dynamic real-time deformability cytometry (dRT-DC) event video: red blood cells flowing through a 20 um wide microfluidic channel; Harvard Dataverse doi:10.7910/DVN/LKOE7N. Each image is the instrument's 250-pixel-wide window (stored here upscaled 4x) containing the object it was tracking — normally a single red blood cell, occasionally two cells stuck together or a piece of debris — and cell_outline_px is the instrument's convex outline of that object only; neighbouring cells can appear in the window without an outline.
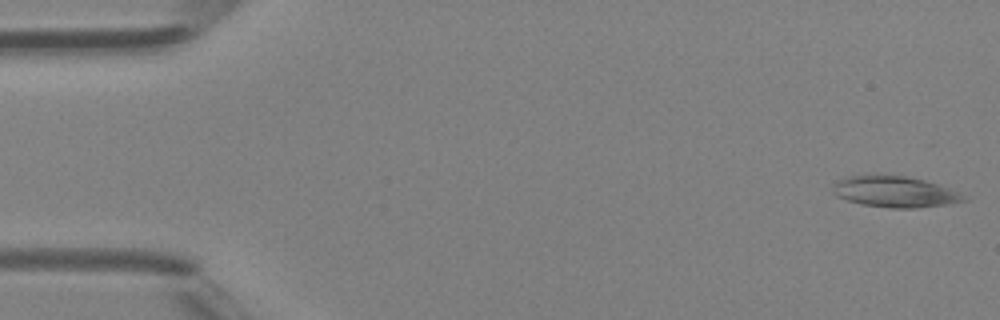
{"species": "Egyptian fruit bat (a non-hibernating species)", "species_latin": "Rousettus aegyptiacus", "temperature_condition": "room temperature", "stored_images_in_passage": 8, "camera_frame_rate_fps": 3000, "um_per_image_px": 0.085, "animal": {"sex": "female"}, "frame": {"image": 1, "passage_image": 1, "time_ms": 0.0, "image_size_px": [1000, 320], "cell_outline_px": [[968, 200], [948, 204], [916, 208], [892, 208], [860, 204], [836, 196], [832, 192], [832, 184], [848, 176], [872, 172], [876, 172], [904, 176], [924, 180], [948, 188], [964, 196]], "centroid_in_image_um": [75.97, 16.27], "position_along_channel_um": 9.0, "area_um2": 24.1}}